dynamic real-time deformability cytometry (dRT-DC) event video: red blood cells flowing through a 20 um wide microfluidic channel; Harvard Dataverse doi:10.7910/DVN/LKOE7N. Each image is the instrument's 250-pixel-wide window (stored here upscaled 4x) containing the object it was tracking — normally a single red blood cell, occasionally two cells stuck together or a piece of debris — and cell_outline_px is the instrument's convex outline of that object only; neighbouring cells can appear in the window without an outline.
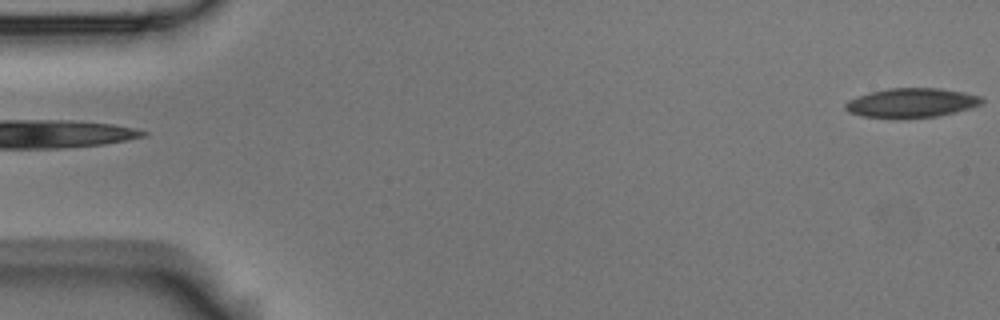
{"species": "Egyptian fruit bat (a non-hibernating species)", "species_latin": "Rousettus aegyptiacus", "temperature_condition": "room temperature", "stored_images_in_passage": 5, "camera_frame_rate_fps": 3000, "um_per_image_px": 0.085, "animal": {"sex": "male"}, "frame": {"image": 1, "passage_image": 5, "time_ms": 1.333, "image_size_px": [1000, 320], "cell_outline_px": [[984, 100], [980, 104], [956, 112], [936, 116], [860, 116], [848, 112], [844, 108], [844, 104], [848, 100], [856, 96], [888, 88], [940, 88], [964, 92], [980, 96]], "centroid_in_image_um": [77.46, 8.7], "position_along_channel_um": 7.5, "area_um2": 22.66}}